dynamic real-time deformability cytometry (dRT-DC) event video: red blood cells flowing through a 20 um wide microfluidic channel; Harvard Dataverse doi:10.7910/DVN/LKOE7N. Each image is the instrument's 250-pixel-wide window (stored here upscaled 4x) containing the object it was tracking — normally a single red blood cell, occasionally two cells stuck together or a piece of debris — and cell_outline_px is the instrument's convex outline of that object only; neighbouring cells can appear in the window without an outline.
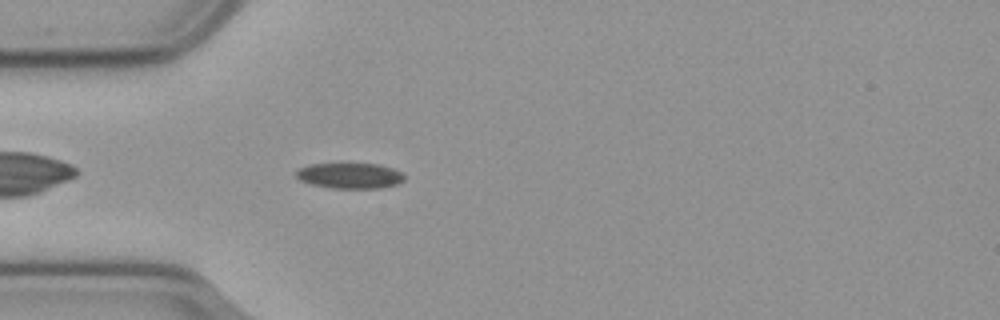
{"species": "common noctule bat (a hibernating species)", "species_latin": "Nyctalus noctula", "temperature_condition": "cold", "stored_images_in_passage": 41, "camera_frame_rate_fps": 3000, "um_per_image_px": 0.085, "animal": {"sex": "male", "body_mass_g": 23.1, "forearm_length_mm": 52.7}, "frame": {"image": 1, "passage_image": 1, "time_ms": 0.0, "image_size_px": [1000, 320], "cell_outline_px": [[404, 180], [396, 184], [380, 188], [332, 188], [312, 184], [300, 180], [292, 172], [308, 164], [380, 164], [392, 168], [400, 172], [404, 176]], "centroid_in_image_um": [29.7, 14.93], "position_along_channel_um": 55.3, "area_um2": 16.07}}
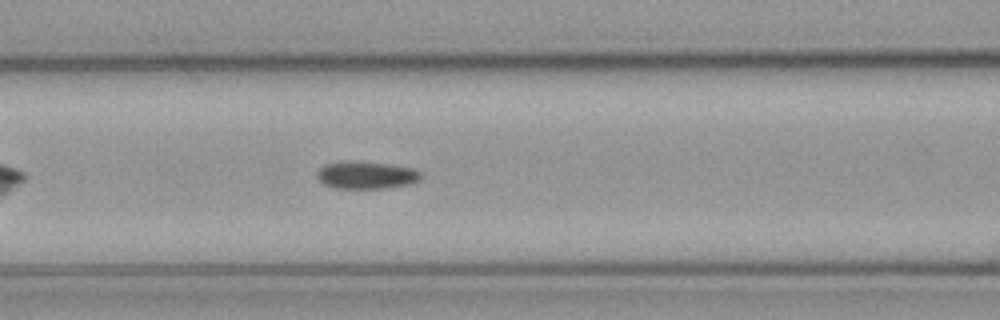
{"frame": {"image": 2, "passage_image": 8, "time_ms": 2.333, "image_size_px": [1000, 320], "cell_outline_px": [[420, 180], [408, 184], [388, 188], [336, 188], [324, 184], [316, 176], [316, 172], [324, 164], [344, 160], [348, 160], [388, 164], [412, 168], [420, 172]], "centroid_in_image_um": [31.09, 14.87], "position_along_channel_um": 135.5, "area_um2": 16.65}}
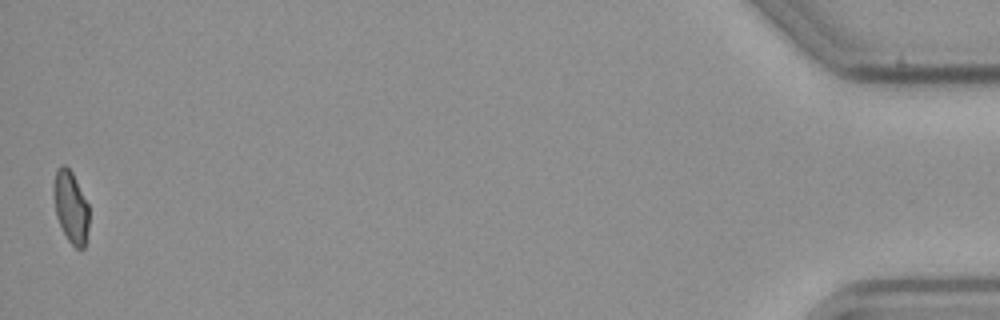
{"frame": {"image": 3, "passage_image": 41, "time_ms": 13.333, "image_size_px": [1000, 320], "cell_outline_px": [[88, 228], [84, 248], [76, 248], [68, 240], [56, 216], [52, 192], [52, 188], [56, 168], [60, 164], [64, 164], [72, 172], [88, 204]], "centroid_in_image_um": [5.99, 17.54], "position_along_channel_um": 429.2, "area_um2": 14.85}}